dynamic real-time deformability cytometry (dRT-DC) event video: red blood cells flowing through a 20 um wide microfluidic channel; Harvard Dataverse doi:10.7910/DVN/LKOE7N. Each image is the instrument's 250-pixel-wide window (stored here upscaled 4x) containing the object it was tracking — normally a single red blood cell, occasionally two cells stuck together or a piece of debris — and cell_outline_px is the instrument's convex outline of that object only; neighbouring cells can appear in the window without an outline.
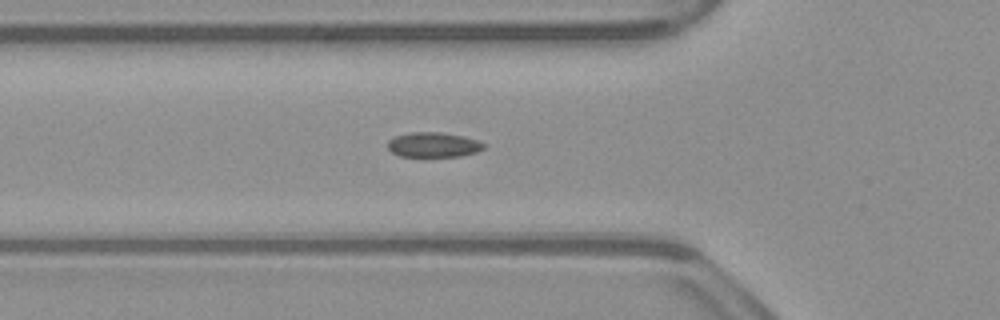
{"species": "common noctule bat (a hibernating species)", "species_latin": "Nyctalus noctula", "temperature_condition": "warm", "stored_images_in_passage": 32, "camera_frame_rate_fps": 3000, "um_per_image_px": 0.085, "animal": {"sex": "male", "body_mass_g": 23.1, "forearm_length_mm": 52.7}, "frame": {"image": 1, "passage_image": 2, "time_ms": 0.333, "image_size_px": [1000, 320], "cell_outline_px": [[484, 148], [476, 152], [460, 156], [400, 156], [392, 152], [388, 148], [388, 140], [396, 136], [412, 132], [440, 132], [464, 136], [476, 140], [484, 144]], "centroid_in_image_um": [36.83, 12.3], "position_along_channel_um": 89.0, "area_um2": 13.76}}
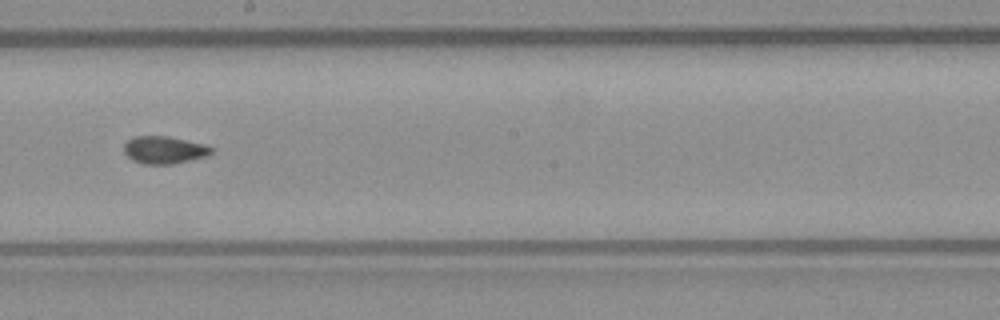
{"frame": {"image": 2, "passage_image": 13, "time_ms": 4.0, "image_size_px": [1000, 320], "cell_outline_px": [[216, 148], [208, 156], [172, 164], [144, 164], [132, 160], [124, 152], [124, 144], [132, 136], [168, 136], [204, 144]], "centroid_in_image_um": [13.98, 12.74], "position_along_channel_um": 234.2, "area_um2": 14.1}}
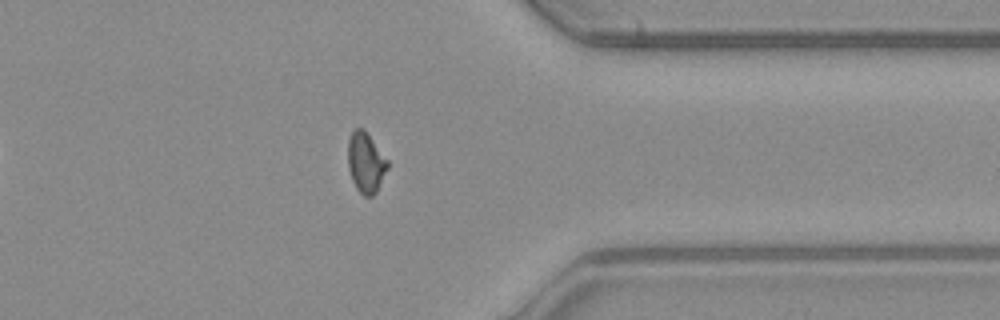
{"frame": {"image": 3, "passage_image": 25, "time_ms": 8.0, "image_size_px": [1000, 320], "cell_outline_px": [[388, 168], [376, 192], [372, 196], [364, 196], [356, 188], [352, 180], [348, 168], [348, 140], [352, 132], [356, 128], [364, 128], [388, 160]], "centroid_in_image_um": [31.09, 13.81], "position_along_channel_um": 380.3, "area_um2": 13.93}}